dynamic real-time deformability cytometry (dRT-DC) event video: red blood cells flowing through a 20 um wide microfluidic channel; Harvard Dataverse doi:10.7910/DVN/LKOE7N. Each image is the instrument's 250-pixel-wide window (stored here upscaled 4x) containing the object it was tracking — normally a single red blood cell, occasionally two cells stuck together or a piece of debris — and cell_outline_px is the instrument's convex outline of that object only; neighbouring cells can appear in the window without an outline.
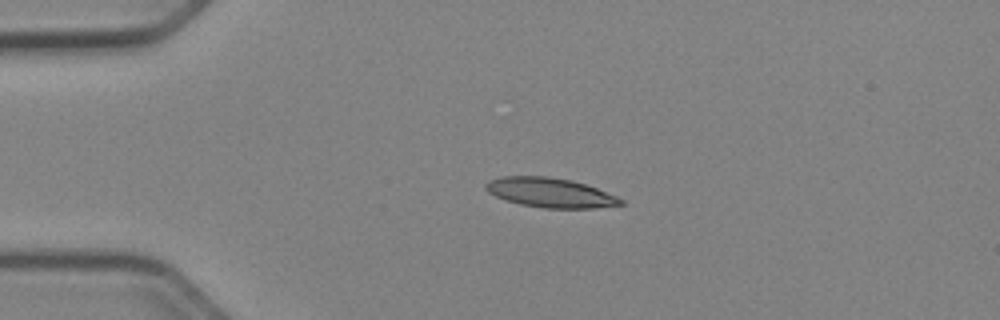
{"species": "Egyptian fruit bat (a non-hibernating species)", "species_latin": "Rousettus aegyptiacus", "temperature_condition": "cold", "stored_images_in_passage": 40, "camera_frame_rate_fps": 3000, "um_per_image_px": 0.085, "animal": {"sex": "female"}, "frame": {"image": 1, "passage_image": 1, "time_ms": 0.0, "image_size_px": [1000, 320], "cell_outline_px": [[624, 204], [592, 208], [544, 208], [520, 204], [504, 200], [488, 192], [484, 188], [484, 184], [488, 180], [500, 176], [548, 176], [572, 180], [596, 188], [616, 196], [624, 200]], "centroid_in_image_um": [46.71, 16.37], "position_along_channel_um": 38.3, "area_um2": 23.29}}
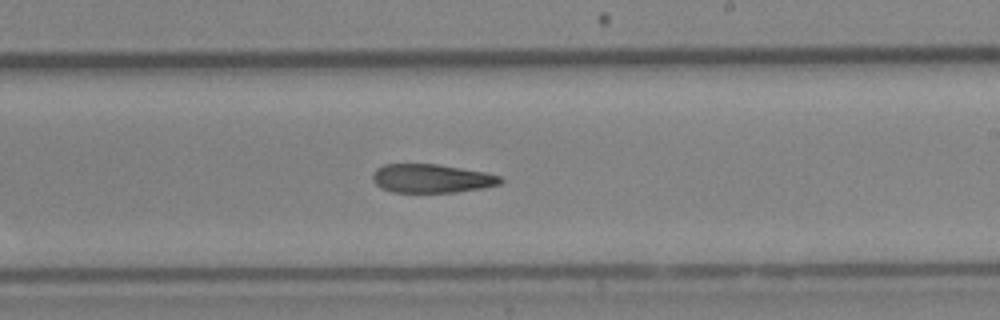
{"frame": {"image": 2, "passage_image": 20, "time_ms": 6.333, "image_size_px": [1000, 320], "cell_outline_px": [[504, 180], [500, 184], [484, 188], [456, 192], [392, 192], [380, 188], [372, 180], [372, 172], [376, 168], [384, 164], [436, 164], [484, 172], [500, 176]], "centroid_in_image_um": [36.65, 15.17], "position_along_channel_um": 252.3, "area_um2": 21.44}}
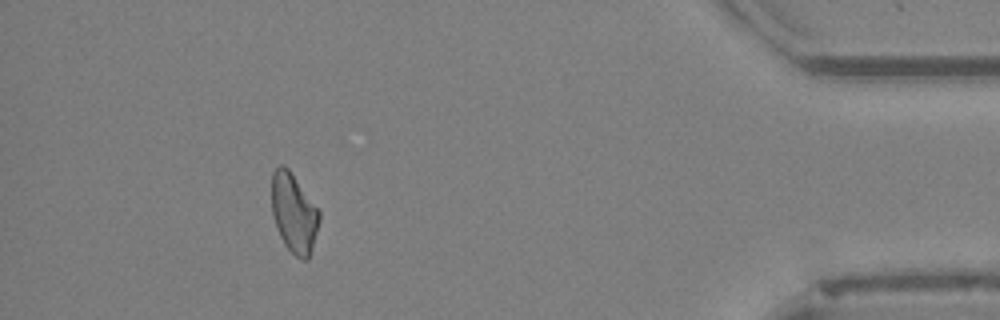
{"frame": {"image": 3, "passage_image": 36, "time_ms": 11.667, "image_size_px": [1000, 320], "cell_outline_px": [[320, 220], [312, 248], [308, 260], [300, 260], [284, 244], [280, 236], [272, 212], [272, 172], [280, 164], [284, 164], [288, 168], [320, 212]], "centroid_in_image_um": [24.98, 18.11], "position_along_channel_um": 410.2, "area_um2": 21.73}, "authors_computed_cell_mechanics": {"area_um2": 22.4553, "velocity_mm_per_s": 3.9518, "shape_relaxation_time_tau1_ms": 3.1288, "shape_relaxation_time_tau2_ms": null, "deformation_change_tau1": 0.1119, "deformation_change_tau2": null}}